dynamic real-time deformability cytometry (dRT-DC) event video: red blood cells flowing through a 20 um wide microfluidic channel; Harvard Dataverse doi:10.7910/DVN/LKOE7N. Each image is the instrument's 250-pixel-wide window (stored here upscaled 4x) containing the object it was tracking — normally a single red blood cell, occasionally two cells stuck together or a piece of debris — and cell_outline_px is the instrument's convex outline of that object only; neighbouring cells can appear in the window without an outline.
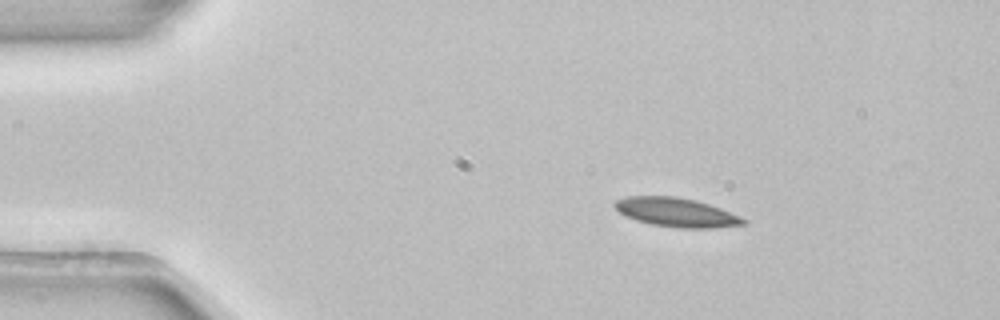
{"species": "common noctule bat (a hibernating species)", "species_latin": "Nyctalus noctula", "temperature_condition": "room temperature", "stored_images_in_passage": 2, "camera_frame_rate_fps": 3000, "um_per_image_px": 0.085, "animal": {"sex": "female", "body_mass_g": 22.7, "forearm_length_mm": 54.2}, "frame": {"image": 1, "passage_image": 1, "time_ms": 0.0, "image_size_px": [1000, 320], "cell_outline_px": [[748, 224], [712, 228], [680, 228], [652, 224], [636, 220], [620, 212], [612, 204], [616, 200], [628, 196], [676, 196], [696, 200], [720, 208], [748, 220]], "centroid_in_image_um": [57.51, 18.05], "position_along_channel_um": 27.5, "area_um2": 21.62}}